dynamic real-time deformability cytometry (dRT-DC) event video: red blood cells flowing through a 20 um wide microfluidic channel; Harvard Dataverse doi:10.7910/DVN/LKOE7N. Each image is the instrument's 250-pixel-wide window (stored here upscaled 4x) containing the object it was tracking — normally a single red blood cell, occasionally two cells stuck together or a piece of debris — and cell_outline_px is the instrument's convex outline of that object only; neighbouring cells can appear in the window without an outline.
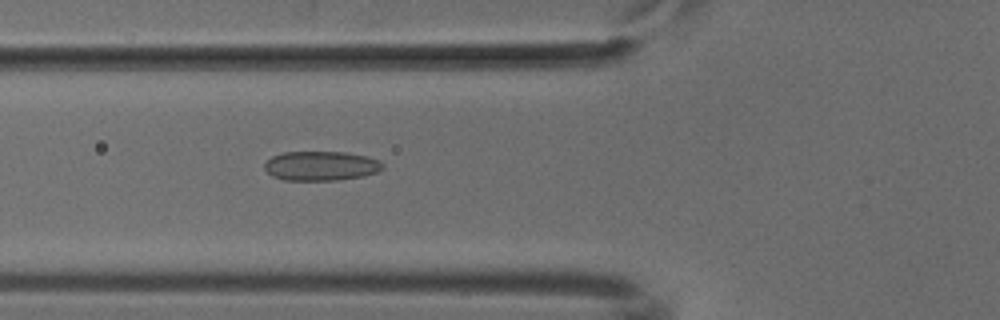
{"species": "common noctule bat (a hibernating species)", "species_latin": "Nyctalus noctula", "temperature_condition": "cold", "stored_images_in_passage": 50, "camera_frame_rate_fps": 3000, "um_per_image_px": 0.085, "animal": {"sex": "male", "body_mass_g": 18.8}, "frame": {"image": 1, "passage_image": 19, "time_ms": 6.0, "image_size_px": [1000, 320], "cell_outline_px": [[384, 168], [376, 172], [364, 176], [336, 180], [284, 180], [272, 176], [264, 168], [264, 164], [272, 156], [284, 152], [344, 152], [368, 156], [380, 160], [384, 164]], "centroid_in_image_um": [27.31, 14.1], "position_along_channel_um": 98.5, "area_um2": 20.35}}
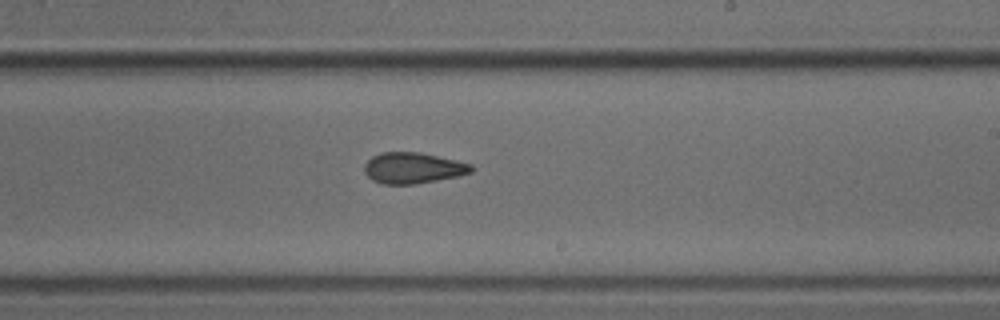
{"frame": {"image": 2, "passage_image": 31, "time_ms": 10.0, "image_size_px": [1000, 320], "cell_outline_px": [[476, 168], [472, 172], [456, 176], [416, 184], [384, 184], [372, 180], [364, 172], [364, 164], [372, 156], [380, 152], [420, 152], [472, 164]], "centroid_in_image_um": [35.09, 14.27], "position_along_channel_um": 253.9, "area_um2": 19.31}}
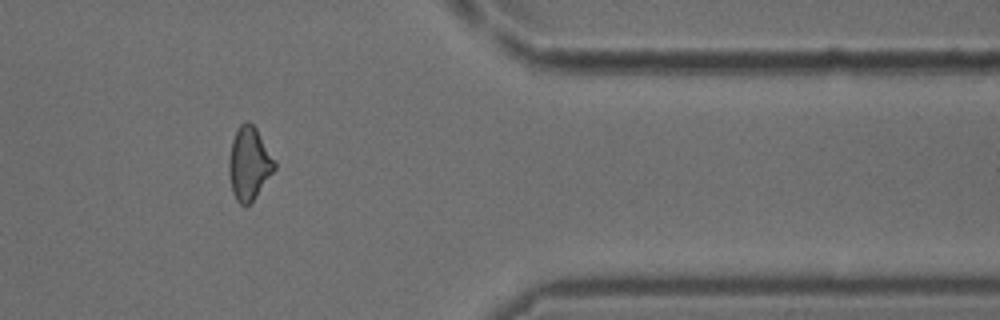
{"frame": {"image": 3, "passage_image": 43, "time_ms": 14.0, "image_size_px": [1000, 320], "cell_outline_px": [[276, 168], [252, 200], [248, 204], [240, 204], [236, 200], [232, 192], [228, 172], [228, 160], [232, 140], [240, 124], [244, 120], [248, 120], [256, 128], [276, 160]], "centroid_in_image_um": [21.16, 13.86], "position_along_channel_um": 390.2, "area_um2": 19.36}}